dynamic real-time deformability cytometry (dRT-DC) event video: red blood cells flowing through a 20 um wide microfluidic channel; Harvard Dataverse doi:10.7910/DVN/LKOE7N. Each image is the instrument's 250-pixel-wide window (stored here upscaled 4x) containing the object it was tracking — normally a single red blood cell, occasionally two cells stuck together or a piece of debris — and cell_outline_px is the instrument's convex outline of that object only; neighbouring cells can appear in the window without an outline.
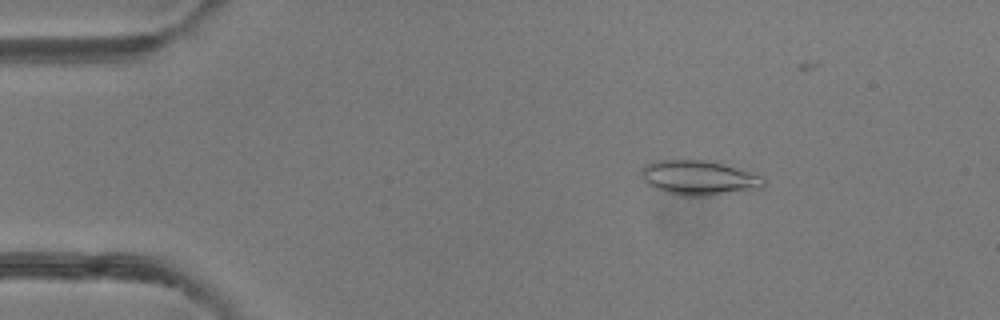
{"species": "common noctule bat (a hibernating species)", "species_latin": "Nyctalus noctula", "temperature_condition": "room temperature", "stored_images_in_passage": 51, "camera_frame_rate_fps": 3000, "um_per_image_px": 0.085, "animal": {"sex": "female"}, "frame": {"image": 1, "passage_image": 10, "time_ms": 3.0, "image_size_px": [1000, 320], "cell_outline_px": [[768, 180], [764, 188], [752, 192], [704, 196], [676, 196], [664, 192], [644, 184], [640, 176], [640, 172], [644, 164], [652, 160], [716, 160], [752, 172]], "centroid_in_image_um": [59.46, 15.13], "position_along_channel_um": 25.5, "area_um2": 26.18}}
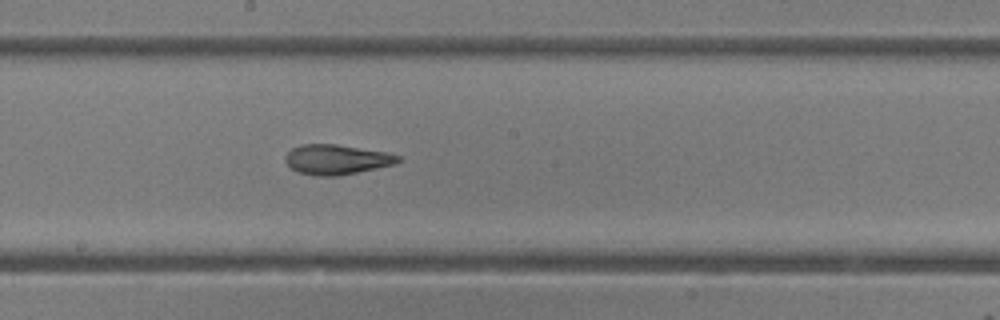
{"frame": {"image": 2, "passage_image": 29, "time_ms": 9.333, "image_size_px": [1000, 320], "cell_outline_px": [[404, 160], [396, 164], [340, 176], [316, 176], [300, 172], [292, 168], [284, 160], [284, 156], [292, 148], [300, 144], [336, 144], [388, 152], [400, 156]], "centroid_in_image_um": [28.65, 13.55], "position_along_channel_um": 219.5, "area_um2": 19.88}}
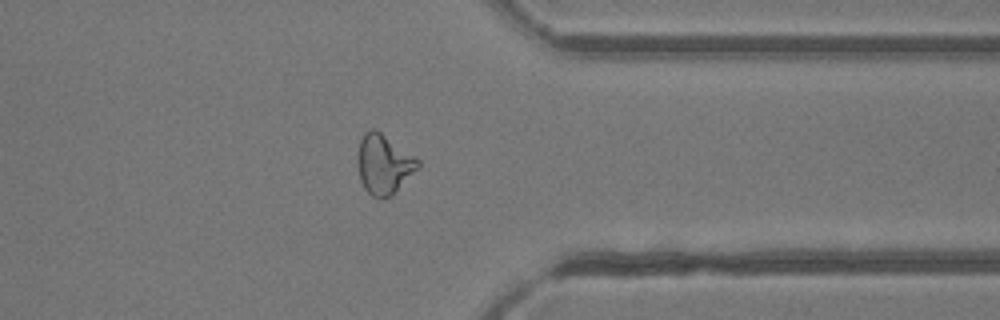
{"frame": {"image": 3, "passage_image": 41, "time_ms": 13.333, "image_size_px": [1000, 320], "cell_outline_px": [[420, 168], [392, 196], [372, 196], [364, 188], [360, 180], [356, 160], [356, 156], [360, 140], [364, 132], [372, 128], [376, 128], [416, 156], [420, 160]], "centroid_in_image_um": [32.64, 13.92], "position_along_channel_um": 378.8, "area_um2": 21.44}, "authors_computed_cell_mechanics": {"area_um2": 21.2704, "velocity_mm_per_s": 4.1598, "shape_relaxation_time_tau1_ms": null, "shape_relaxation_time_tau2_ms": 2.7359, "deformation_change_tau1": null, "deformation_change_tau2": 0.1119}}